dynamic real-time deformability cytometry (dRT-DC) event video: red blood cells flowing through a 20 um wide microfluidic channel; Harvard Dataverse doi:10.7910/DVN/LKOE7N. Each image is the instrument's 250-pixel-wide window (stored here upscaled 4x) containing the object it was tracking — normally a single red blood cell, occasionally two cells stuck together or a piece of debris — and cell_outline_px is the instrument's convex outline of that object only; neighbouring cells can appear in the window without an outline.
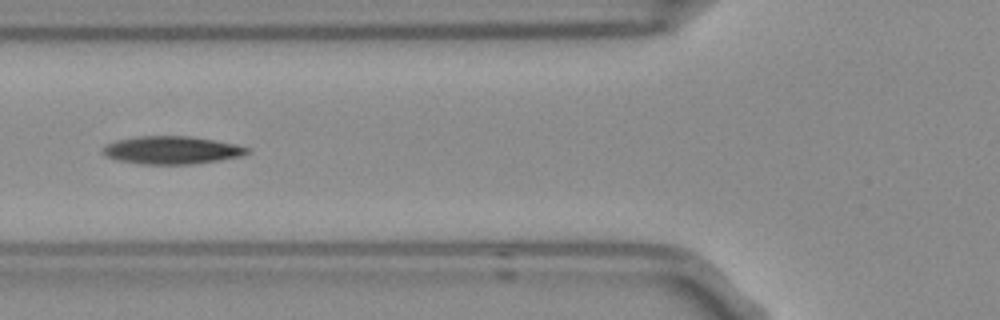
{"species": "Egyptian fruit bat (a non-hibernating species)", "species_latin": "Rousettus aegyptiacus", "temperature_condition": "room temperature", "stored_images_in_passage": 7, "camera_frame_rate_fps": 3000, "um_per_image_px": 0.085, "frame": {"image": 1, "passage_image": 5, "time_ms": 1.333, "image_size_px": [1000, 320], "cell_outline_px": [[248, 152], [240, 156], [220, 160], [188, 164], [144, 164], [120, 160], [108, 156], [104, 152], [104, 148], [108, 144], [116, 140], [136, 136], [192, 136], [236, 144], [248, 148]], "centroid_in_image_um": [14.63, 12.75], "position_along_channel_um": 111.2, "area_um2": 23.0}}